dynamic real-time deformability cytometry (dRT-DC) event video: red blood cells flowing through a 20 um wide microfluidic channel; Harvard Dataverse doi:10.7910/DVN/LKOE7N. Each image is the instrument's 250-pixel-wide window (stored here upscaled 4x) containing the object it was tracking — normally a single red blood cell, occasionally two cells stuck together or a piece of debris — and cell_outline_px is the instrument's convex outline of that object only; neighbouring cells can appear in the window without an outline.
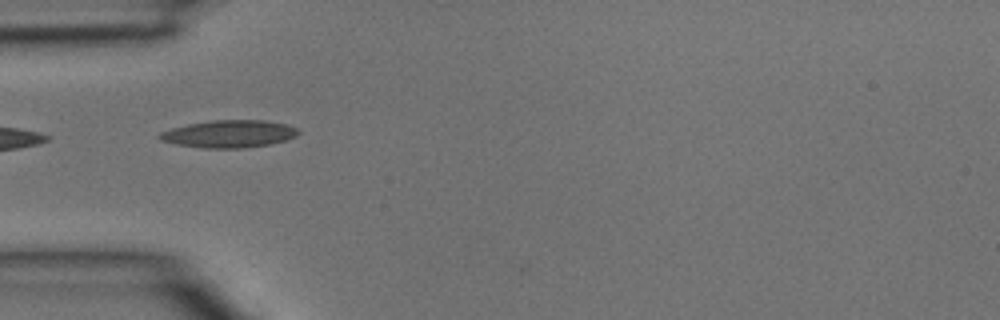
{"species": "common noctule bat (a hibernating species)", "species_latin": "Nyctalus noctula", "temperature_condition": "room temperature", "stored_images_in_passage": 4, "camera_frame_rate_fps": 3000, "um_per_image_px": 0.085, "animal": {"sex": "male", "body_mass_g": 15.6}, "frame": {"image": 1, "passage_image": 3, "time_ms": 0.667, "image_size_px": [1000, 320], "cell_outline_px": [[300, 132], [296, 136], [288, 140], [268, 144], [244, 148], [204, 148], [176, 144], [160, 140], [156, 136], [160, 132], [172, 128], [188, 124], [212, 120], [264, 120], [288, 124], [296, 128]], "centroid_in_image_um": [19.48, 11.38], "position_along_channel_um": 65.5, "area_um2": 22.25}}